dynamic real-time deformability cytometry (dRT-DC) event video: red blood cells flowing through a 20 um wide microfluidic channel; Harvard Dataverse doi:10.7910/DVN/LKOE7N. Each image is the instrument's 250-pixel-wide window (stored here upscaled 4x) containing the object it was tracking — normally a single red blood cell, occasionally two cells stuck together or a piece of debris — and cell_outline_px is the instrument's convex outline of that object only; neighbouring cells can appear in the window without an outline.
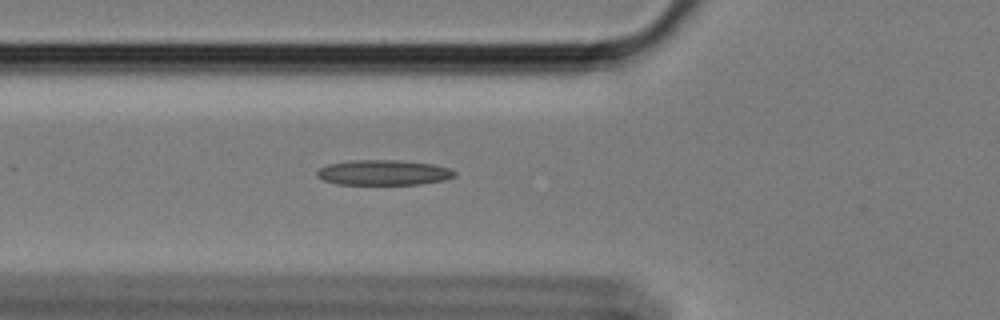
{"species": "Egyptian fruit bat (a non-hibernating species)", "species_latin": "Rousettus aegyptiacus", "temperature_condition": "cold", "stored_images_in_passage": 38, "camera_frame_rate_fps": 3000, "um_per_image_px": 0.085, "animal": {"sex": "female"}, "frame": {"image": 1, "passage_image": 22, "time_ms": 7.0, "image_size_px": [1000, 320], "cell_outline_px": [[456, 176], [444, 180], [420, 184], [336, 184], [324, 180], [316, 176], [316, 172], [320, 168], [328, 164], [348, 160], [400, 160], [432, 164], [452, 168], [456, 172]], "centroid_in_image_um": [32.61, 14.66], "position_along_channel_um": 93.2, "area_um2": 20.35}}
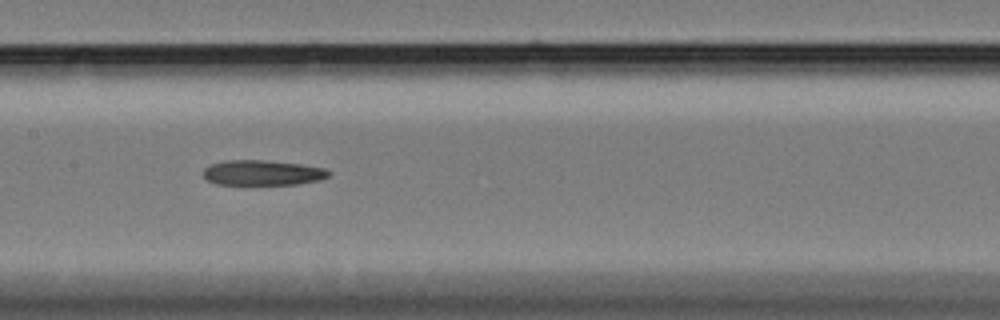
{"frame": {"image": 2, "passage_image": 30, "time_ms": 9.667, "image_size_px": [1000, 320], "cell_outline_px": [[332, 172], [328, 176], [320, 180], [296, 184], [216, 184], [208, 180], [204, 176], [204, 168], [212, 164], [228, 160], [264, 160], [300, 164], [324, 168]], "centroid_in_image_um": [22.34, 14.68], "position_along_channel_um": 185.1, "area_um2": 18.21}}
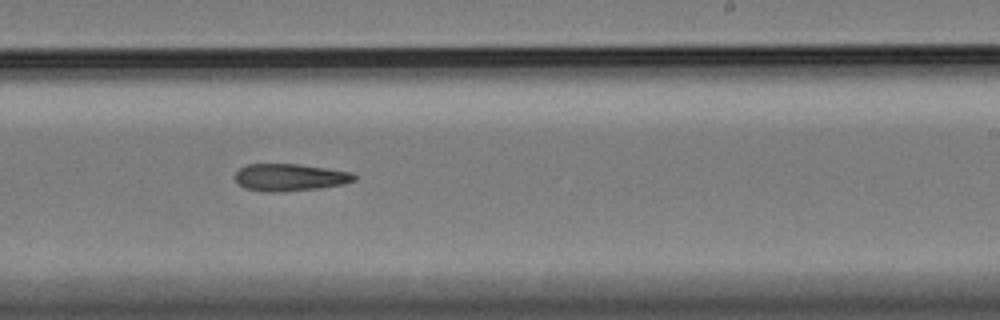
{"frame": {"image": 3, "passage_image": 37, "time_ms": 12.0, "image_size_px": [1000, 320], "cell_outline_px": [[356, 180], [344, 184], [320, 188], [280, 192], [260, 192], [244, 188], [236, 180], [236, 172], [240, 168], [248, 164], [296, 164], [352, 172], [356, 176]], "centroid_in_image_um": [24.64, 15.09], "position_along_channel_um": 264.4, "area_um2": 18.9}}